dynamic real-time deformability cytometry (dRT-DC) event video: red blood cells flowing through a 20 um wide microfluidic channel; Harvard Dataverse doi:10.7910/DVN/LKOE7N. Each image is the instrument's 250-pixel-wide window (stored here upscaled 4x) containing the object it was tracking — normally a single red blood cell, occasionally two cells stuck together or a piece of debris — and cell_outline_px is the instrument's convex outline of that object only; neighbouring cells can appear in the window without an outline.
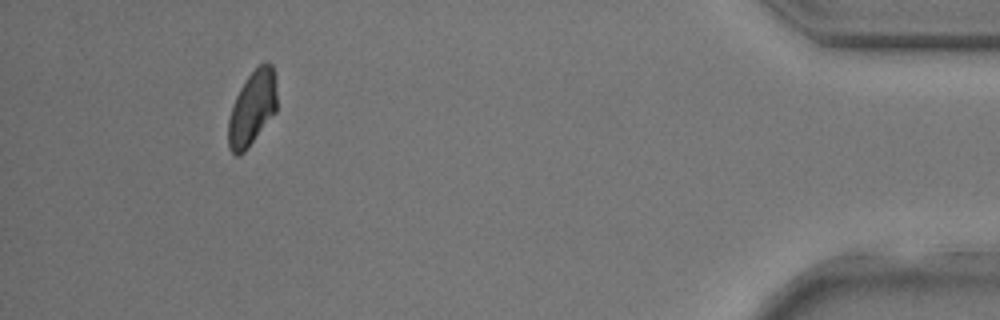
{"species": "common noctule bat (a hibernating species)", "species_latin": "Nyctalus noctula", "temperature_condition": "room temperature", "stored_images_in_passage": 32, "camera_frame_rate_fps": 3000, "um_per_image_px": 0.085, "animal": {"sex": "male", "body_mass_g": 17.9, "forearm_length_mm": 54.2}, "frame": {"image": 1, "passage_image": 32, "time_ms": 10.333, "image_size_px": [1000, 320], "cell_outline_px": [[276, 112], [244, 152], [236, 156], [228, 148], [228, 120], [236, 96], [240, 88], [248, 76], [264, 60], [268, 60], [272, 64], [276, 72]], "centroid_in_image_um": [21.46, 9.15], "position_along_channel_um": 413.7, "area_um2": 21.21}}